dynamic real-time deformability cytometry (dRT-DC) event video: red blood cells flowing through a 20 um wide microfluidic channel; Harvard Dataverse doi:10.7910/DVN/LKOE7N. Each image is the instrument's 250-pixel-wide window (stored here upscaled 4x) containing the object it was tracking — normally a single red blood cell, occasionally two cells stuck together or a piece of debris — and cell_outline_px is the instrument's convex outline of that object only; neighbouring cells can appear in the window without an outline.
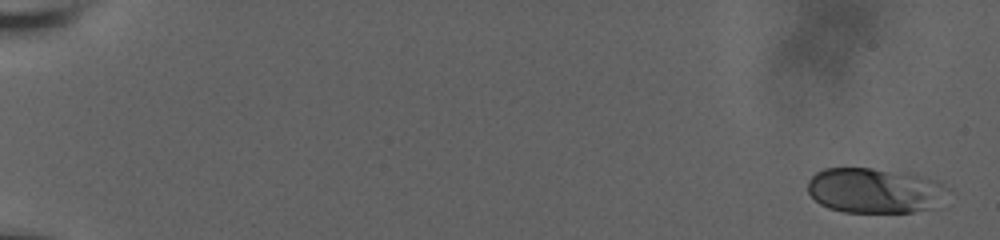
{"species": "human", "species_latin": "Homo sapiens", "temperature_condition": "room temperature", "stored_images_in_passage": 16, "camera_frame_rate_fps": 3000, "um_per_image_px": 0.085, "donor": {"sex": "male"}, "frame": {"image": 1, "passage_image": 1, "time_ms": 0.0, "image_size_px": [1000, 240], "cell_outline_px": [[956, 192], [932, 208], [912, 212], [844, 212], [828, 208], [820, 204], [808, 192], [808, 180], [816, 172], [824, 168], [872, 168], [940, 180], [952, 188]], "centroid_in_image_um": [74.44, 16.2], "position_along_channel_um": 10.6, "area_um2": 37.34}}
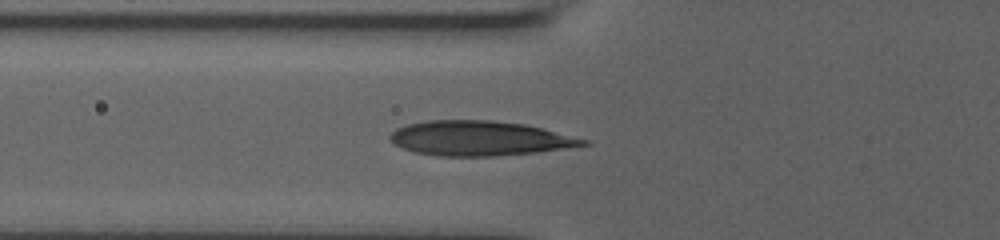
{"frame": {"image": 2, "passage_image": 12, "time_ms": 7.333, "image_size_px": [1000, 240], "cell_outline_px": [[592, 144], [536, 152], [496, 156], [440, 156], [416, 152], [404, 148], [396, 144], [388, 136], [396, 128], [408, 124], [428, 120], [492, 120], [524, 124], [588, 140]], "centroid_in_image_um": [40.75, 11.75], "position_along_channel_um": 85.0, "area_um2": 38.73}}
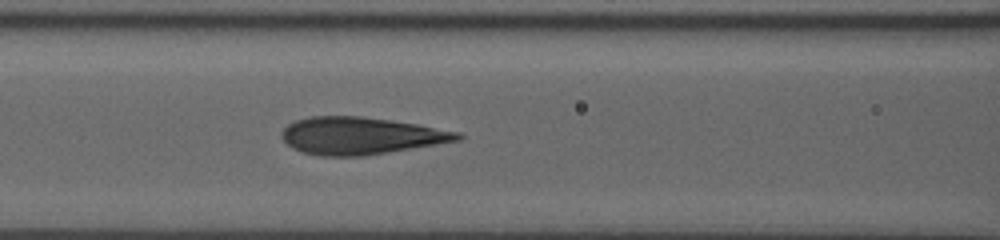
{"frame": {"image": 3, "passage_image": 16, "time_ms": 8.667, "image_size_px": [1000, 240], "cell_outline_px": [[464, 136], [460, 140], [364, 156], [320, 156], [304, 152], [292, 148], [280, 136], [280, 132], [288, 124], [296, 120], [312, 116], [360, 116], [392, 120], [416, 124], [460, 132]], "centroid_in_image_um": [30.64, 11.53], "position_along_channel_um": 136.0, "area_um2": 38.03}}